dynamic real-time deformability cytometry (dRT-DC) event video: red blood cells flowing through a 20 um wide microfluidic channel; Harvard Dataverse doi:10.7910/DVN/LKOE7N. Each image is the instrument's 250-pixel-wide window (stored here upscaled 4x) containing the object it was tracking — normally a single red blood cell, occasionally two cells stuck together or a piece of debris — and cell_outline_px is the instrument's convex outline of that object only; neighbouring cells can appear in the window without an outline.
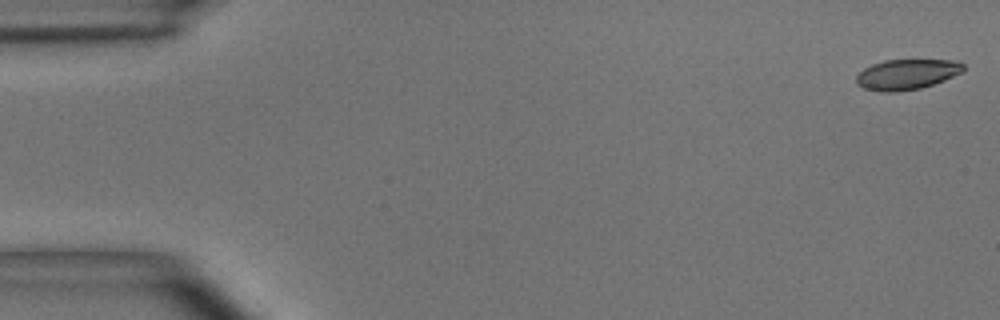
{"species": "common noctule bat (a hibernating species)", "species_latin": "Nyctalus noctula", "temperature_condition": "room temperature", "stored_images_in_passage": 53, "camera_frame_rate_fps": 3000, "um_per_image_px": 0.085, "animal": {"sex": "male", "body_mass_g": 15.6}, "frame": {"image": 1, "passage_image": 1, "time_ms": 0.0, "image_size_px": [1000, 320], "cell_outline_px": [[964, 68], [960, 72], [944, 80], [920, 88], [896, 92], [884, 92], [864, 88], [856, 84], [856, 76], [864, 68], [872, 64], [884, 60], [956, 60], [964, 64]], "centroid_in_image_um": [77.04, 6.31], "position_along_channel_um": 8.0, "area_um2": 18.79}}
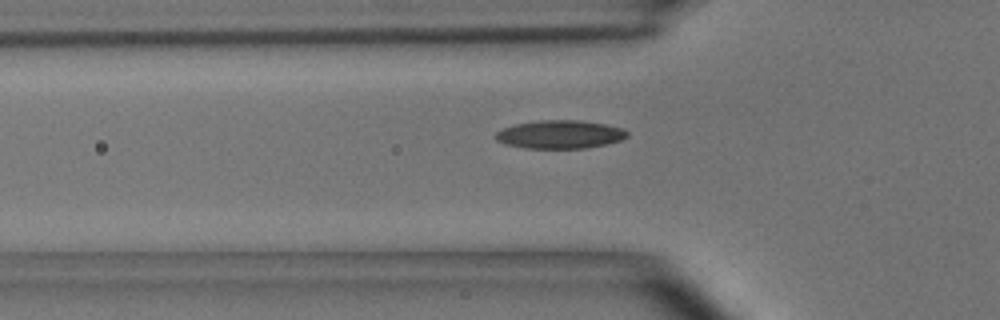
{"frame": {"image": 2, "passage_image": 18, "time_ms": 5.667, "image_size_px": [1000, 320], "cell_outline_px": [[628, 136], [620, 140], [604, 144], [584, 148], [524, 148], [508, 144], [496, 140], [492, 136], [496, 132], [504, 128], [516, 124], [540, 120], [580, 120], [604, 124], [624, 128], [628, 132]], "centroid_in_image_um": [47.59, 11.42], "position_along_channel_um": 78.2, "area_um2": 21.56}}
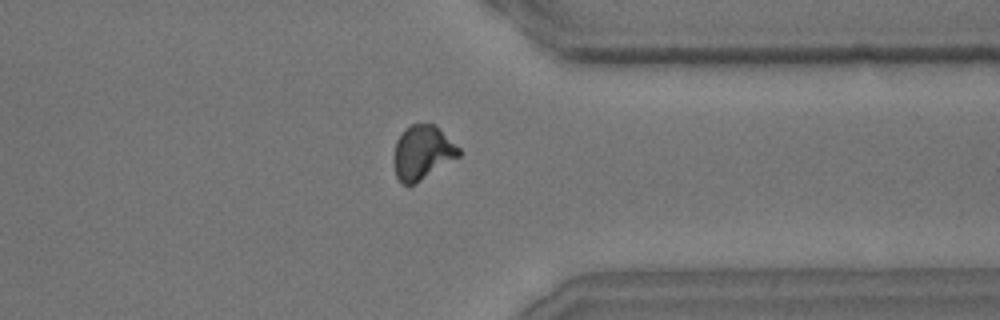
{"frame": {"image": 3, "passage_image": 43, "time_ms": 14.0, "image_size_px": [1000, 320], "cell_outline_px": [[460, 156], [416, 184], [404, 184], [396, 176], [392, 160], [392, 156], [396, 140], [404, 128], [412, 124], [432, 124], [460, 148]], "centroid_in_image_um": [35.86, 12.99], "position_along_channel_um": 375.5, "area_um2": 20.52}}